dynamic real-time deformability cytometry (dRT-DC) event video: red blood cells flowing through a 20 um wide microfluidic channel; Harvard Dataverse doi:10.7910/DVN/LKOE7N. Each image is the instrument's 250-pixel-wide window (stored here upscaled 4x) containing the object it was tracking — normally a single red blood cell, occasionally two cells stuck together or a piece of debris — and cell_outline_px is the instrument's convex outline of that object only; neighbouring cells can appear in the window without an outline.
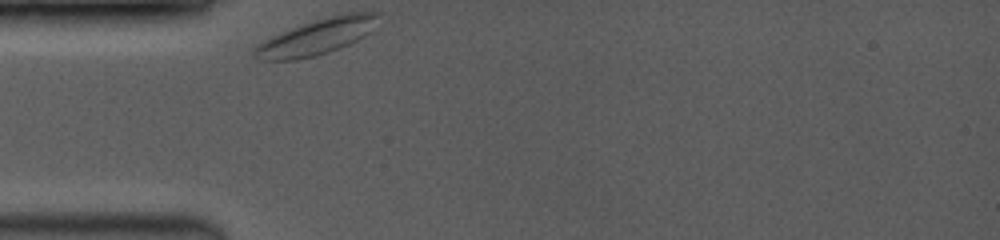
{"species": "common noctule bat (a hibernating species)", "species_latin": "Nyctalus noctula", "temperature_condition": "room temperature", "stored_images_in_passage": 41, "camera_frame_rate_fps": 3500, "um_per_image_px": 0.085, "animal": {"sex": "female", "body_mass_g": 19.0, "forearm_length_mm": 53.3}, "frame": {"image": 1, "passage_image": 1, "time_ms": 0.0, "image_size_px": [1000, 240], "cell_outline_px": [[380, 12], [372, 32], [340, 48], [316, 56], [296, 60], [264, 60], [252, 56], [252, 48], [256, 44], [272, 36], [312, 20], [344, 12]], "centroid_in_image_um": [26.91, 3.12], "position_along_channel_um": 58.1, "area_um2": 25.95}}
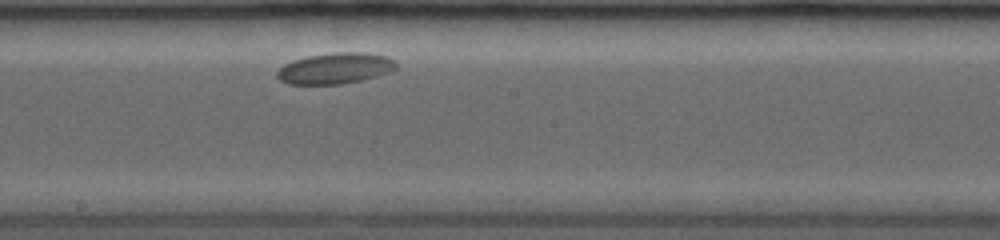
{"frame": {"image": 2, "passage_image": 24, "time_ms": 4.857, "image_size_px": [1000, 240], "cell_outline_px": [[396, 68], [392, 72], [360, 80], [340, 84], [288, 84], [280, 80], [276, 76], [276, 72], [284, 64], [292, 60], [308, 56], [340, 52], [364, 52], [388, 56], [396, 64]], "centroid_in_image_um": [28.48, 5.81], "position_along_channel_um": 219.7, "area_um2": 21.44}}
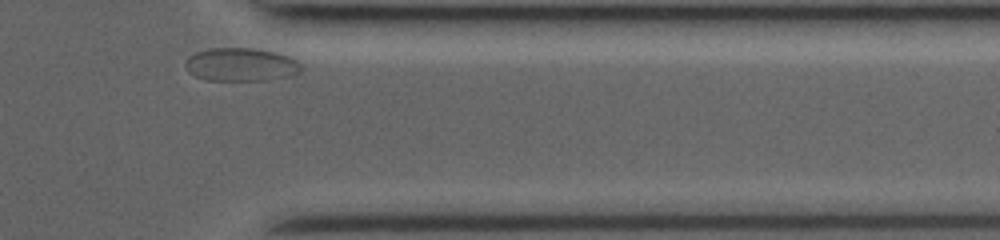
{"frame": {"image": 3, "passage_image": 41, "time_ms": 9.714, "image_size_px": [1000, 240], "cell_outline_px": [[300, 72], [292, 76], [264, 80], [204, 80], [196, 76], [184, 64], [196, 52], [212, 48], [252, 48], [276, 52], [288, 56], [296, 60], [300, 64]], "centroid_in_image_um": [20.53, 5.49], "position_along_channel_um": 390.9, "area_um2": 22.14}, "authors_computed_cell_mechanics": {"area_um2": 21.675, "velocity_mm_per_s": 3.4386, "shape_relaxation_time_tau1_ms": 2.7257, "shape_relaxation_time_tau2_ms": null, "deformation_change_tau1": 0.0743, "deformation_change_tau2": null}}